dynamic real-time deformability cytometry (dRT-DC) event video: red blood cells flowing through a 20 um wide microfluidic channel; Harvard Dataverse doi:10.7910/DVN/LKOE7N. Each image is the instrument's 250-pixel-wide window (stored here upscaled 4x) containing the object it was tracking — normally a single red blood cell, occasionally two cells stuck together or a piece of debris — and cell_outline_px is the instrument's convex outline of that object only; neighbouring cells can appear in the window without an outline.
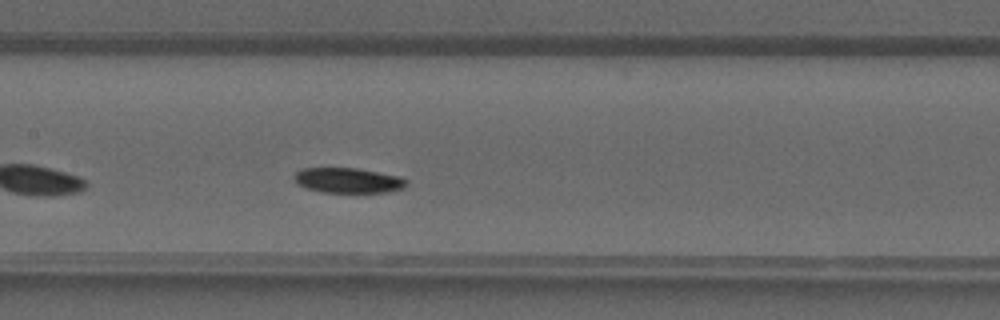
{"species": "common noctule bat (a hibernating species)", "species_latin": "Nyctalus noctula", "temperature_condition": "warm", "stored_images_in_passage": 33, "camera_frame_rate_fps": 3000, "um_per_image_px": 0.085, "animal": {"sex": "male", "forearm_length_mm": 52.5}, "frame": {"image": 1, "passage_image": 13, "time_ms": 4.0, "image_size_px": [1000, 320], "cell_outline_px": [[408, 184], [404, 188], [388, 192], [320, 192], [296, 184], [292, 176], [300, 168], [356, 168], [400, 176], [408, 180]], "centroid_in_image_um": [29.58, 15.33], "position_along_channel_um": 177.8, "area_um2": 16.59}}
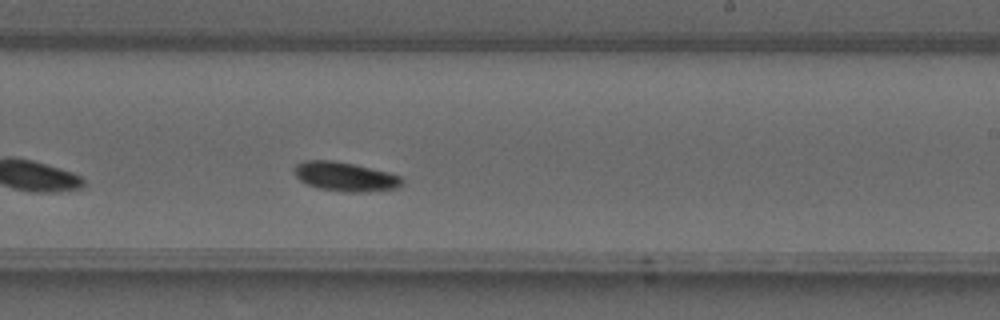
{"frame": {"image": 2, "passage_image": 18, "time_ms": 5.667, "image_size_px": [1000, 320], "cell_outline_px": [[404, 180], [400, 188], [360, 192], [348, 192], [320, 188], [308, 184], [300, 180], [296, 176], [296, 164], [304, 160], [332, 160], [352, 164], [388, 172], [400, 176]], "centroid_in_image_um": [29.38, 15.01], "position_along_channel_um": 259.6, "area_um2": 18.03}}
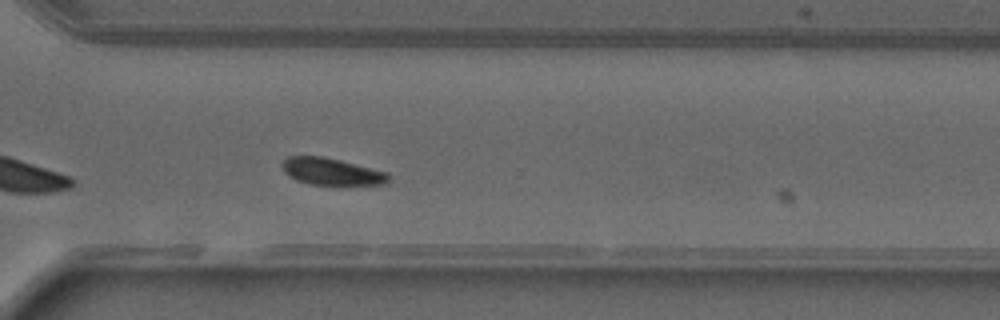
{"frame": {"image": 3, "passage_image": 23, "time_ms": 7.333, "image_size_px": [1000, 320], "cell_outline_px": [[388, 184], [344, 188], [308, 184], [296, 180], [288, 176], [284, 172], [280, 164], [288, 156], [324, 156], [388, 172]], "centroid_in_image_um": [28.22, 14.65], "position_along_channel_um": 342.4, "area_um2": 17.8}}